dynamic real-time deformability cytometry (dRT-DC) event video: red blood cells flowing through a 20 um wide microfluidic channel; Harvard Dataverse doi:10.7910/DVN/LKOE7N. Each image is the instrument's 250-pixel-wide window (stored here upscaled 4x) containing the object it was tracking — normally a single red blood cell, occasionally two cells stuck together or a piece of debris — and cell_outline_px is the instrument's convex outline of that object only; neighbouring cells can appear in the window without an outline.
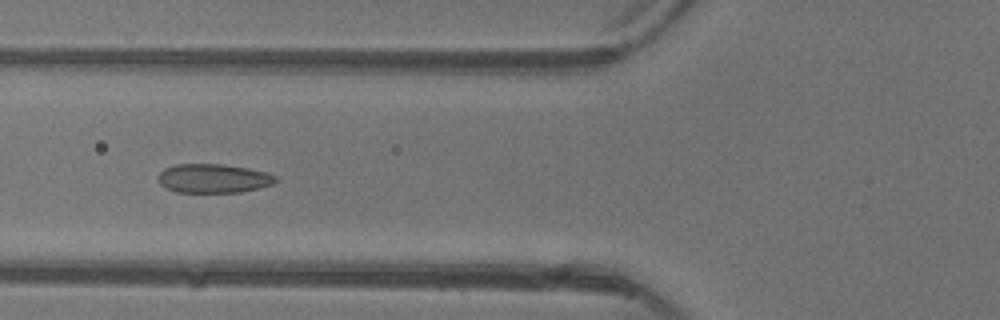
{"species": "common noctule bat (a hibernating species)", "species_latin": "Nyctalus noctula", "temperature_condition": "warm", "stored_images_in_passage": 6, "camera_frame_rate_fps": 3000, "um_per_image_px": 0.085, "animal": {"sex": "female"}, "frame": {"image": 1, "passage_image": 6, "time_ms": 6.333, "image_size_px": [1000, 320], "cell_outline_px": [[276, 180], [272, 184], [260, 188], [240, 192], [176, 192], [160, 184], [156, 180], [156, 176], [164, 168], [176, 164], [224, 164], [248, 168], [264, 172], [276, 176]], "centroid_in_image_um": [18.09, 15.16], "position_along_channel_um": 107.7, "area_um2": 19.88}}